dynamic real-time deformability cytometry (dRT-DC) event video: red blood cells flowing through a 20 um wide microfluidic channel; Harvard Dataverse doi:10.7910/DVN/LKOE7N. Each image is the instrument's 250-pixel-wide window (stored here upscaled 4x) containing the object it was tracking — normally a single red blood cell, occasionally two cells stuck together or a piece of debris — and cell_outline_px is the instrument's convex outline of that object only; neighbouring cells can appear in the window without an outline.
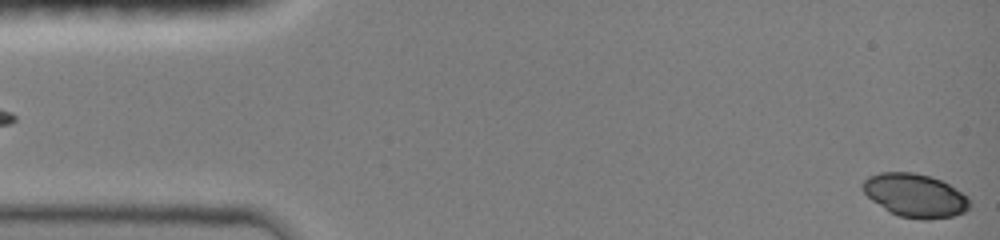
{"species": "common noctule bat (a hibernating species)", "species_latin": "Nyctalus noctula", "temperature_condition": "room temperature", "stored_images_in_passage": 8, "camera_frame_rate_fps": 3000, "um_per_image_px": 0.085, "animal": {"sex": "female", "body_mass_g": 19.0, "forearm_length_mm": 51.5}, "frame": {"image": 1, "passage_image": 8, "time_ms": 5.0, "image_size_px": [1000, 240], "cell_outline_px": [[968, 208], [964, 212], [952, 216], [928, 220], [920, 220], [900, 216], [888, 212], [872, 200], [860, 188], [860, 184], [868, 176], [880, 172], [912, 172], [932, 176], [948, 184], [968, 196]], "centroid_in_image_um": [77.74, 16.61], "position_along_channel_um": 7.3, "area_um2": 27.17}}